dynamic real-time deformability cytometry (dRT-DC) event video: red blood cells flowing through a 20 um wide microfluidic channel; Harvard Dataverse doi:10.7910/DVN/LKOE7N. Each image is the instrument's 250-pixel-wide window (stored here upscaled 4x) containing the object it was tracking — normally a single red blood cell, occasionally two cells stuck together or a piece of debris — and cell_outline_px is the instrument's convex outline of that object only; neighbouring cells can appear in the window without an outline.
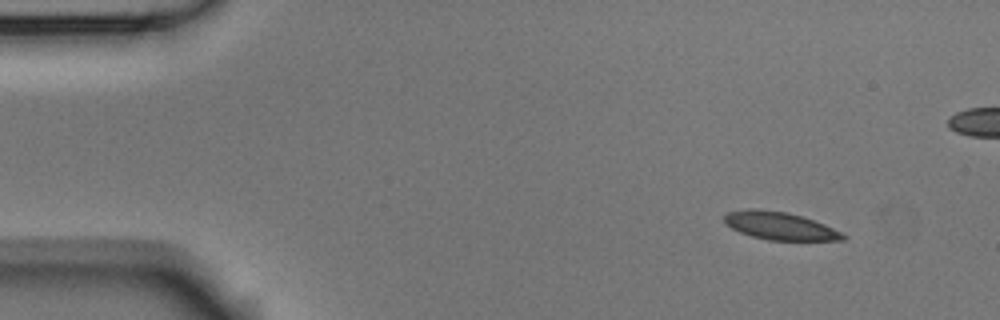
{"species": "Egyptian fruit bat (a non-hibernating species)", "species_latin": "Rousettus aegyptiacus", "temperature_condition": "room temperature", "stored_images_in_passage": 5, "camera_frame_rate_fps": 3000, "um_per_image_px": 0.085, "animal": {"sex": "male"}, "frame": {"image": 1, "passage_image": 2, "time_ms": 0.333, "image_size_px": [1000, 320], "cell_outline_px": [[848, 236], [844, 240], [768, 240], [752, 236], [740, 232], [724, 224], [724, 216], [728, 212], [748, 208], [760, 208], [788, 212], [824, 224]], "centroid_in_image_um": [66.24, 19.19], "position_along_channel_um": 18.8, "area_um2": 19.19}}